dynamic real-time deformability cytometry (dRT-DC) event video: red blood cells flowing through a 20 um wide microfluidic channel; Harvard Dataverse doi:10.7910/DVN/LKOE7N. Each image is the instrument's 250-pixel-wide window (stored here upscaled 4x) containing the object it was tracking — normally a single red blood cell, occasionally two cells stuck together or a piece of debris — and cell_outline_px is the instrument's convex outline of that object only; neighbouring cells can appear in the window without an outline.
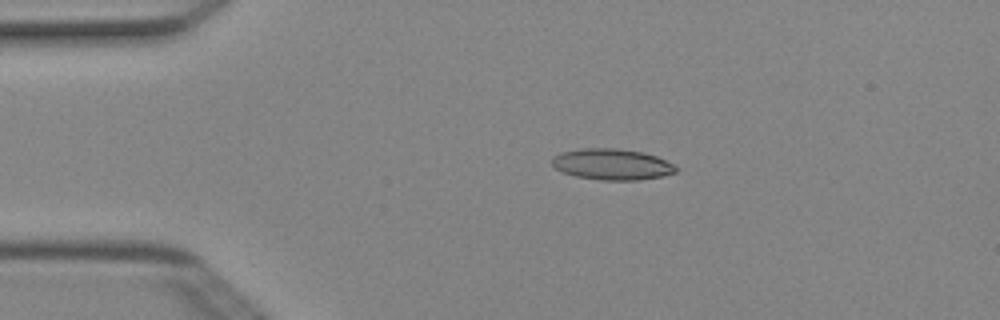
{"species": "Egyptian fruit bat (a non-hibernating species)", "species_latin": "Rousettus aegyptiacus", "temperature_condition": "cold", "stored_images_in_passage": 2, "camera_frame_rate_fps": 3000, "um_per_image_px": 0.085, "animal": {"sex": "female"}, "frame": {"image": 1, "passage_image": 1, "time_ms": 0.0, "image_size_px": [1000, 320], "cell_outline_px": [[680, 168], [676, 172], [664, 176], [640, 180], [600, 180], [576, 176], [564, 172], [556, 168], [552, 164], [552, 156], [560, 152], [580, 148], [616, 148], [644, 152], [656, 156]], "centroid_in_image_um": [52.03, 13.96], "position_along_channel_um": 33.0, "area_um2": 22.6}}